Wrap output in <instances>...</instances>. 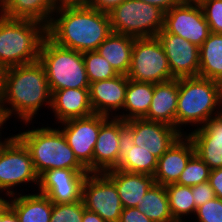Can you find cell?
Returning a JSON list of instances; mask_svg holds the SVG:
<instances>
[{
    "label": "cell",
    "mask_w": 222,
    "mask_h": 222,
    "mask_svg": "<svg viewBox=\"0 0 222 222\" xmlns=\"http://www.w3.org/2000/svg\"><path fill=\"white\" fill-rule=\"evenodd\" d=\"M111 33L108 13L88 5L59 7L47 26L53 42L82 53L96 51Z\"/></svg>",
    "instance_id": "1"
},
{
    "label": "cell",
    "mask_w": 222,
    "mask_h": 222,
    "mask_svg": "<svg viewBox=\"0 0 222 222\" xmlns=\"http://www.w3.org/2000/svg\"><path fill=\"white\" fill-rule=\"evenodd\" d=\"M51 95L45 69L39 60L5 70L0 105L8 119L15 114L24 123H30L41 106H51Z\"/></svg>",
    "instance_id": "2"
},
{
    "label": "cell",
    "mask_w": 222,
    "mask_h": 222,
    "mask_svg": "<svg viewBox=\"0 0 222 222\" xmlns=\"http://www.w3.org/2000/svg\"><path fill=\"white\" fill-rule=\"evenodd\" d=\"M46 36L43 23L0 14V64L7 69L38 61Z\"/></svg>",
    "instance_id": "3"
},
{
    "label": "cell",
    "mask_w": 222,
    "mask_h": 222,
    "mask_svg": "<svg viewBox=\"0 0 222 222\" xmlns=\"http://www.w3.org/2000/svg\"><path fill=\"white\" fill-rule=\"evenodd\" d=\"M221 104L222 93L217 81L200 76L178 78L176 129L183 134L180 127L184 124H195L197 128L204 125L222 113Z\"/></svg>",
    "instance_id": "4"
},
{
    "label": "cell",
    "mask_w": 222,
    "mask_h": 222,
    "mask_svg": "<svg viewBox=\"0 0 222 222\" xmlns=\"http://www.w3.org/2000/svg\"><path fill=\"white\" fill-rule=\"evenodd\" d=\"M28 149L37 174L46 170H87L75 157L61 130L42 127L15 135Z\"/></svg>",
    "instance_id": "5"
},
{
    "label": "cell",
    "mask_w": 222,
    "mask_h": 222,
    "mask_svg": "<svg viewBox=\"0 0 222 222\" xmlns=\"http://www.w3.org/2000/svg\"><path fill=\"white\" fill-rule=\"evenodd\" d=\"M39 62L43 65L51 94L67 88H89L83 53L62 47L48 36L43 40Z\"/></svg>",
    "instance_id": "6"
},
{
    "label": "cell",
    "mask_w": 222,
    "mask_h": 222,
    "mask_svg": "<svg viewBox=\"0 0 222 222\" xmlns=\"http://www.w3.org/2000/svg\"><path fill=\"white\" fill-rule=\"evenodd\" d=\"M164 11L140 0H125L109 13L114 33L134 38L155 37L164 27Z\"/></svg>",
    "instance_id": "7"
},
{
    "label": "cell",
    "mask_w": 222,
    "mask_h": 222,
    "mask_svg": "<svg viewBox=\"0 0 222 222\" xmlns=\"http://www.w3.org/2000/svg\"><path fill=\"white\" fill-rule=\"evenodd\" d=\"M127 76L130 80L152 84L175 79L157 36L135 38Z\"/></svg>",
    "instance_id": "8"
},
{
    "label": "cell",
    "mask_w": 222,
    "mask_h": 222,
    "mask_svg": "<svg viewBox=\"0 0 222 222\" xmlns=\"http://www.w3.org/2000/svg\"><path fill=\"white\" fill-rule=\"evenodd\" d=\"M28 182L39 185V175L28 149L15 135L10 136L0 149V193L6 191L10 198L17 195L14 187Z\"/></svg>",
    "instance_id": "9"
},
{
    "label": "cell",
    "mask_w": 222,
    "mask_h": 222,
    "mask_svg": "<svg viewBox=\"0 0 222 222\" xmlns=\"http://www.w3.org/2000/svg\"><path fill=\"white\" fill-rule=\"evenodd\" d=\"M85 208L105 222H119L123 210L114 182L105 173H88L82 185Z\"/></svg>",
    "instance_id": "10"
},
{
    "label": "cell",
    "mask_w": 222,
    "mask_h": 222,
    "mask_svg": "<svg viewBox=\"0 0 222 222\" xmlns=\"http://www.w3.org/2000/svg\"><path fill=\"white\" fill-rule=\"evenodd\" d=\"M125 137V120L101 115V127L93 151V173H104L118 166Z\"/></svg>",
    "instance_id": "11"
},
{
    "label": "cell",
    "mask_w": 222,
    "mask_h": 222,
    "mask_svg": "<svg viewBox=\"0 0 222 222\" xmlns=\"http://www.w3.org/2000/svg\"><path fill=\"white\" fill-rule=\"evenodd\" d=\"M61 124L64 126L61 132L75 157L89 173H93V151L101 127V115L93 113Z\"/></svg>",
    "instance_id": "12"
},
{
    "label": "cell",
    "mask_w": 222,
    "mask_h": 222,
    "mask_svg": "<svg viewBox=\"0 0 222 222\" xmlns=\"http://www.w3.org/2000/svg\"><path fill=\"white\" fill-rule=\"evenodd\" d=\"M168 32L200 47L211 30L198 4H181L164 13V27Z\"/></svg>",
    "instance_id": "13"
},
{
    "label": "cell",
    "mask_w": 222,
    "mask_h": 222,
    "mask_svg": "<svg viewBox=\"0 0 222 222\" xmlns=\"http://www.w3.org/2000/svg\"><path fill=\"white\" fill-rule=\"evenodd\" d=\"M181 135L175 127L165 123L145 119L126 121V136L134 145L151 152L158 159Z\"/></svg>",
    "instance_id": "14"
},
{
    "label": "cell",
    "mask_w": 222,
    "mask_h": 222,
    "mask_svg": "<svg viewBox=\"0 0 222 222\" xmlns=\"http://www.w3.org/2000/svg\"><path fill=\"white\" fill-rule=\"evenodd\" d=\"M87 170L51 169L39 176V193L46 195L53 203H74L82 200V185Z\"/></svg>",
    "instance_id": "15"
},
{
    "label": "cell",
    "mask_w": 222,
    "mask_h": 222,
    "mask_svg": "<svg viewBox=\"0 0 222 222\" xmlns=\"http://www.w3.org/2000/svg\"><path fill=\"white\" fill-rule=\"evenodd\" d=\"M175 79L196 77L199 73V47L181 36L168 33L163 28L157 34Z\"/></svg>",
    "instance_id": "16"
},
{
    "label": "cell",
    "mask_w": 222,
    "mask_h": 222,
    "mask_svg": "<svg viewBox=\"0 0 222 222\" xmlns=\"http://www.w3.org/2000/svg\"><path fill=\"white\" fill-rule=\"evenodd\" d=\"M193 142L195 153L210 170L222 167V113L212 117L191 133H186Z\"/></svg>",
    "instance_id": "17"
},
{
    "label": "cell",
    "mask_w": 222,
    "mask_h": 222,
    "mask_svg": "<svg viewBox=\"0 0 222 222\" xmlns=\"http://www.w3.org/2000/svg\"><path fill=\"white\" fill-rule=\"evenodd\" d=\"M128 80V76L119 74L108 80L90 83L89 95L93 113L113 117V111L123 110Z\"/></svg>",
    "instance_id": "18"
},
{
    "label": "cell",
    "mask_w": 222,
    "mask_h": 222,
    "mask_svg": "<svg viewBox=\"0 0 222 222\" xmlns=\"http://www.w3.org/2000/svg\"><path fill=\"white\" fill-rule=\"evenodd\" d=\"M195 154L193 142L182 134L158 159L154 181L163 186L176 183L190 158Z\"/></svg>",
    "instance_id": "19"
},
{
    "label": "cell",
    "mask_w": 222,
    "mask_h": 222,
    "mask_svg": "<svg viewBox=\"0 0 222 222\" xmlns=\"http://www.w3.org/2000/svg\"><path fill=\"white\" fill-rule=\"evenodd\" d=\"M50 108L58 123L92 115L89 88H67L54 91L51 95Z\"/></svg>",
    "instance_id": "20"
},
{
    "label": "cell",
    "mask_w": 222,
    "mask_h": 222,
    "mask_svg": "<svg viewBox=\"0 0 222 222\" xmlns=\"http://www.w3.org/2000/svg\"><path fill=\"white\" fill-rule=\"evenodd\" d=\"M115 184L123 208L137 207L138 202L155 183L148 174L131 173L118 169L104 172Z\"/></svg>",
    "instance_id": "21"
},
{
    "label": "cell",
    "mask_w": 222,
    "mask_h": 222,
    "mask_svg": "<svg viewBox=\"0 0 222 222\" xmlns=\"http://www.w3.org/2000/svg\"><path fill=\"white\" fill-rule=\"evenodd\" d=\"M177 102L178 79L156 83L150 108L143 119L165 123L176 128Z\"/></svg>",
    "instance_id": "22"
},
{
    "label": "cell",
    "mask_w": 222,
    "mask_h": 222,
    "mask_svg": "<svg viewBox=\"0 0 222 222\" xmlns=\"http://www.w3.org/2000/svg\"><path fill=\"white\" fill-rule=\"evenodd\" d=\"M58 8L57 0H0L2 16L34 20L46 26Z\"/></svg>",
    "instance_id": "23"
},
{
    "label": "cell",
    "mask_w": 222,
    "mask_h": 222,
    "mask_svg": "<svg viewBox=\"0 0 222 222\" xmlns=\"http://www.w3.org/2000/svg\"><path fill=\"white\" fill-rule=\"evenodd\" d=\"M7 204L15 211L20 222H50L53 202L44 194L10 196Z\"/></svg>",
    "instance_id": "24"
},
{
    "label": "cell",
    "mask_w": 222,
    "mask_h": 222,
    "mask_svg": "<svg viewBox=\"0 0 222 222\" xmlns=\"http://www.w3.org/2000/svg\"><path fill=\"white\" fill-rule=\"evenodd\" d=\"M135 38L112 32L97 48L118 74L126 75L130 69Z\"/></svg>",
    "instance_id": "25"
},
{
    "label": "cell",
    "mask_w": 222,
    "mask_h": 222,
    "mask_svg": "<svg viewBox=\"0 0 222 222\" xmlns=\"http://www.w3.org/2000/svg\"><path fill=\"white\" fill-rule=\"evenodd\" d=\"M153 92L154 84L129 79L123 106V110L127 113L125 114L123 112L121 115L115 113L114 117H118L125 121L143 119L150 108Z\"/></svg>",
    "instance_id": "26"
},
{
    "label": "cell",
    "mask_w": 222,
    "mask_h": 222,
    "mask_svg": "<svg viewBox=\"0 0 222 222\" xmlns=\"http://www.w3.org/2000/svg\"><path fill=\"white\" fill-rule=\"evenodd\" d=\"M157 162L156 156L142 147L134 145L132 140L126 136L121 145L120 161L115 169L153 176Z\"/></svg>",
    "instance_id": "27"
},
{
    "label": "cell",
    "mask_w": 222,
    "mask_h": 222,
    "mask_svg": "<svg viewBox=\"0 0 222 222\" xmlns=\"http://www.w3.org/2000/svg\"><path fill=\"white\" fill-rule=\"evenodd\" d=\"M198 76L218 81L222 77V33L211 32L199 47Z\"/></svg>",
    "instance_id": "28"
},
{
    "label": "cell",
    "mask_w": 222,
    "mask_h": 222,
    "mask_svg": "<svg viewBox=\"0 0 222 222\" xmlns=\"http://www.w3.org/2000/svg\"><path fill=\"white\" fill-rule=\"evenodd\" d=\"M137 209L153 222H176L170 212L165 186L154 183L138 202Z\"/></svg>",
    "instance_id": "29"
},
{
    "label": "cell",
    "mask_w": 222,
    "mask_h": 222,
    "mask_svg": "<svg viewBox=\"0 0 222 222\" xmlns=\"http://www.w3.org/2000/svg\"><path fill=\"white\" fill-rule=\"evenodd\" d=\"M168 199L170 212L176 222H183V216H190L196 213V205L192 195L191 186H182L172 183L165 186Z\"/></svg>",
    "instance_id": "30"
},
{
    "label": "cell",
    "mask_w": 222,
    "mask_h": 222,
    "mask_svg": "<svg viewBox=\"0 0 222 222\" xmlns=\"http://www.w3.org/2000/svg\"><path fill=\"white\" fill-rule=\"evenodd\" d=\"M83 60L90 83L108 80L119 75L107 59L103 58L97 51L83 52Z\"/></svg>",
    "instance_id": "31"
},
{
    "label": "cell",
    "mask_w": 222,
    "mask_h": 222,
    "mask_svg": "<svg viewBox=\"0 0 222 222\" xmlns=\"http://www.w3.org/2000/svg\"><path fill=\"white\" fill-rule=\"evenodd\" d=\"M209 166L195 153L180 174L176 184L194 186L209 181Z\"/></svg>",
    "instance_id": "32"
},
{
    "label": "cell",
    "mask_w": 222,
    "mask_h": 222,
    "mask_svg": "<svg viewBox=\"0 0 222 222\" xmlns=\"http://www.w3.org/2000/svg\"><path fill=\"white\" fill-rule=\"evenodd\" d=\"M84 209L83 200L74 203H53L50 222H82Z\"/></svg>",
    "instance_id": "33"
},
{
    "label": "cell",
    "mask_w": 222,
    "mask_h": 222,
    "mask_svg": "<svg viewBox=\"0 0 222 222\" xmlns=\"http://www.w3.org/2000/svg\"><path fill=\"white\" fill-rule=\"evenodd\" d=\"M200 6L211 32L222 33V0H204Z\"/></svg>",
    "instance_id": "34"
},
{
    "label": "cell",
    "mask_w": 222,
    "mask_h": 222,
    "mask_svg": "<svg viewBox=\"0 0 222 222\" xmlns=\"http://www.w3.org/2000/svg\"><path fill=\"white\" fill-rule=\"evenodd\" d=\"M195 215L199 222H222V200L218 197L197 207Z\"/></svg>",
    "instance_id": "35"
},
{
    "label": "cell",
    "mask_w": 222,
    "mask_h": 222,
    "mask_svg": "<svg viewBox=\"0 0 222 222\" xmlns=\"http://www.w3.org/2000/svg\"><path fill=\"white\" fill-rule=\"evenodd\" d=\"M191 187L196 208L215 198L214 190L209 181Z\"/></svg>",
    "instance_id": "36"
},
{
    "label": "cell",
    "mask_w": 222,
    "mask_h": 222,
    "mask_svg": "<svg viewBox=\"0 0 222 222\" xmlns=\"http://www.w3.org/2000/svg\"><path fill=\"white\" fill-rule=\"evenodd\" d=\"M119 222H153L141 213L137 207L123 208Z\"/></svg>",
    "instance_id": "37"
},
{
    "label": "cell",
    "mask_w": 222,
    "mask_h": 222,
    "mask_svg": "<svg viewBox=\"0 0 222 222\" xmlns=\"http://www.w3.org/2000/svg\"><path fill=\"white\" fill-rule=\"evenodd\" d=\"M209 183L214 190L215 197L222 200V167L210 170Z\"/></svg>",
    "instance_id": "38"
},
{
    "label": "cell",
    "mask_w": 222,
    "mask_h": 222,
    "mask_svg": "<svg viewBox=\"0 0 222 222\" xmlns=\"http://www.w3.org/2000/svg\"><path fill=\"white\" fill-rule=\"evenodd\" d=\"M125 0H90L88 6L101 12L109 13L112 9L122 4Z\"/></svg>",
    "instance_id": "39"
},
{
    "label": "cell",
    "mask_w": 222,
    "mask_h": 222,
    "mask_svg": "<svg viewBox=\"0 0 222 222\" xmlns=\"http://www.w3.org/2000/svg\"><path fill=\"white\" fill-rule=\"evenodd\" d=\"M140 1L150 4L152 6L159 7L164 12H167L173 7L182 4L180 0H140Z\"/></svg>",
    "instance_id": "40"
},
{
    "label": "cell",
    "mask_w": 222,
    "mask_h": 222,
    "mask_svg": "<svg viewBox=\"0 0 222 222\" xmlns=\"http://www.w3.org/2000/svg\"><path fill=\"white\" fill-rule=\"evenodd\" d=\"M0 222H20L15 211L7 203L0 210Z\"/></svg>",
    "instance_id": "41"
},
{
    "label": "cell",
    "mask_w": 222,
    "mask_h": 222,
    "mask_svg": "<svg viewBox=\"0 0 222 222\" xmlns=\"http://www.w3.org/2000/svg\"><path fill=\"white\" fill-rule=\"evenodd\" d=\"M82 222H105L100 215L90 210L84 209Z\"/></svg>",
    "instance_id": "42"
},
{
    "label": "cell",
    "mask_w": 222,
    "mask_h": 222,
    "mask_svg": "<svg viewBox=\"0 0 222 222\" xmlns=\"http://www.w3.org/2000/svg\"><path fill=\"white\" fill-rule=\"evenodd\" d=\"M90 0H57L58 7L88 5Z\"/></svg>",
    "instance_id": "43"
},
{
    "label": "cell",
    "mask_w": 222,
    "mask_h": 222,
    "mask_svg": "<svg viewBox=\"0 0 222 222\" xmlns=\"http://www.w3.org/2000/svg\"><path fill=\"white\" fill-rule=\"evenodd\" d=\"M8 120V118H7V116H6V114H5V112H4V109L2 108V106L0 105V129L1 128H3L2 126H3V124H5V122ZM1 131V130H0ZM0 134H1V132H0ZM1 137L2 136H0V141H1Z\"/></svg>",
    "instance_id": "44"
},
{
    "label": "cell",
    "mask_w": 222,
    "mask_h": 222,
    "mask_svg": "<svg viewBox=\"0 0 222 222\" xmlns=\"http://www.w3.org/2000/svg\"><path fill=\"white\" fill-rule=\"evenodd\" d=\"M5 68L0 64V97L3 91V83H4V75H5Z\"/></svg>",
    "instance_id": "45"
},
{
    "label": "cell",
    "mask_w": 222,
    "mask_h": 222,
    "mask_svg": "<svg viewBox=\"0 0 222 222\" xmlns=\"http://www.w3.org/2000/svg\"><path fill=\"white\" fill-rule=\"evenodd\" d=\"M182 4H198L200 5L204 0H180Z\"/></svg>",
    "instance_id": "46"
},
{
    "label": "cell",
    "mask_w": 222,
    "mask_h": 222,
    "mask_svg": "<svg viewBox=\"0 0 222 222\" xmlns=\"http://www.w3.org/2000/svg\"><path fill=\"white\" fill-rule=\"evenodd\" d=\"M7 203V199L5 200L3 197L0 196V210L4 207Z\"/></svg>",
    "instance_id": "47"
},
{
    "label": "cell",
    "mask_w": 222,
    "mask_h": 222,
    "mask_svg": "<svg viewBox=\"0 0 222 222\" xmlns=\"http://www.w3.org/2000/svg\"><path fill=\"white\" fill-rule=\"evenodd\" d=\"M217 84L219 85L221 93H222V77L217 81Z\"/></svg>",
    "instance_id": "48"
},
{
    "label": "cell",
    "mask_w": 222,
    "mask_h": 222,
    "mask_svg": "<svg viewBox=\"0 0 222 222\" xmlns=\"http://www.w3.org/2000/svg\"><path fill=\"white\" fill-rule=\"evenodd\" d=\"M10 137L8 136V138H4V141H0V149L3 146V144L9 139Z\"/></svg>",
    "instance_id": "49"
}]
</instances>
